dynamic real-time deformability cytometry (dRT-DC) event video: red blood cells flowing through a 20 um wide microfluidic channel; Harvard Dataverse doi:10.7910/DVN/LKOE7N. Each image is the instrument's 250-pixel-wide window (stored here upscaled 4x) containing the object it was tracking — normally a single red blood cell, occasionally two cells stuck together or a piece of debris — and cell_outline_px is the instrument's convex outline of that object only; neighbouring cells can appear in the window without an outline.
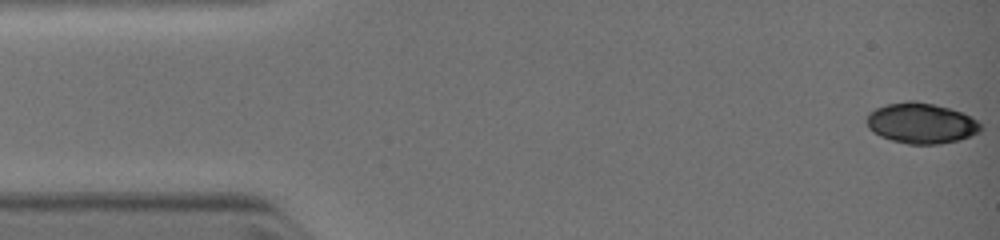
{"species": "common noctule bat (a hibernating species)", "species_latin": "Nyctalus noctula", "temperature_condition": "warm", "stored_images_in_passage": 7, "camera_frame_rate_fps": 3000, "um_per_image_px": 0.085, "animal": {"sex": "female", "body_mass_g": 19.0, "forearm_length_mm": 51.5}, "frame": {"image": 1, "passage_image": 1, "time_ms": 0.0, "image_size_px": [1000, 240], "cell_outline_px": [[980, 128], [976, 132], [968, 136], [956, 140], [936, 144], [908, 144], [892, 140], [876, 132], [868, 124], [868, 116], [876, 108], [884, 104], [908, 100], [916, 100], [948, 108], [960, 112], [976, 120], [980, 124]], "centroid_in_image_um": [78.29, 10.45], "position_along_channel_um": 6.7, "area_um2": 26.07}}